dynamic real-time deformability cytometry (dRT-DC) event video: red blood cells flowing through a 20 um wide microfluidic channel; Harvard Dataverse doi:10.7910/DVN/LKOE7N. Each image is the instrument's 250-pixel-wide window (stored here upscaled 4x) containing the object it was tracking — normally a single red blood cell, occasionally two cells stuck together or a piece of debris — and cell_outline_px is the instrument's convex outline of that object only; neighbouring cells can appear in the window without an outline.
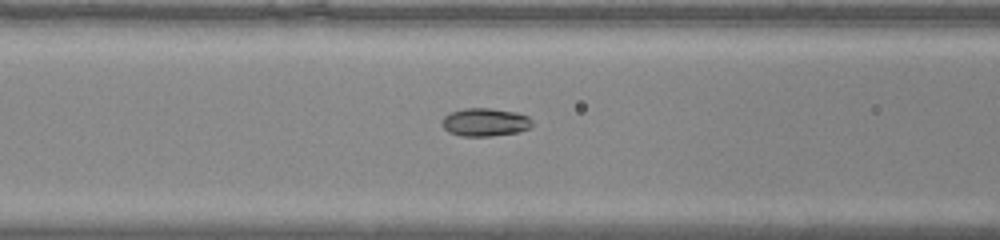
{"species": "common noctule bat (a hibernating species)", "species_latin": "Nyctalus noctula", "temperature_condition": "warm", "stored_images_in_passage": 26, "camera_frame_rate_fps": 3000, "um_per_image_px": 0.085, "animal": {"sex": "male", "body_mass_g": 20.0, "forearm_length_mm": 53.3}, "frame": {"image": 1, "passage_image": 4, "time_ms": 1.0, "image_size_px": [1000, 240], "cell_outline_px": [[524, 128], [512, 132], [456, 132], [448, 128], [448, 116], [456, 112], [504, 112], [524, 116]], "centroid_in_image_um": [41.25, 10.38], "position_along_channel_um": 125.3, "area_um2": 10.29}}
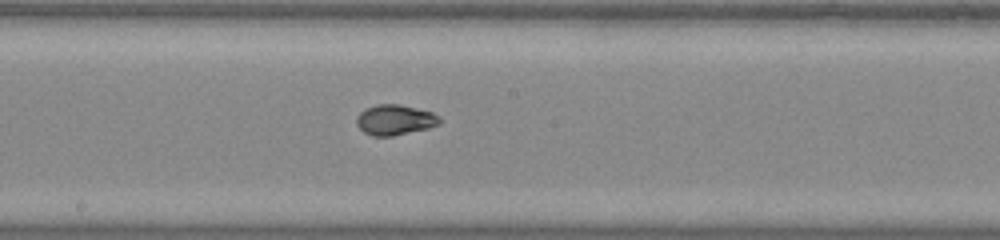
{"frame": {"image": 2, "passage_image": 10, "time_ms": 3.0, "image_size_px": [1000, 240], "cell_outline_px": [[432, 124], [420, 128], [400, 132], [368, 132], [360, 124], [360, 116], [364, 112], [372, 108], [408, 108], [428, 112], [432, 116]], "centroid_in_image_um": [33.52, 10.18], "position_along_channel_um": 214.7, "area_um2": 10.69}}
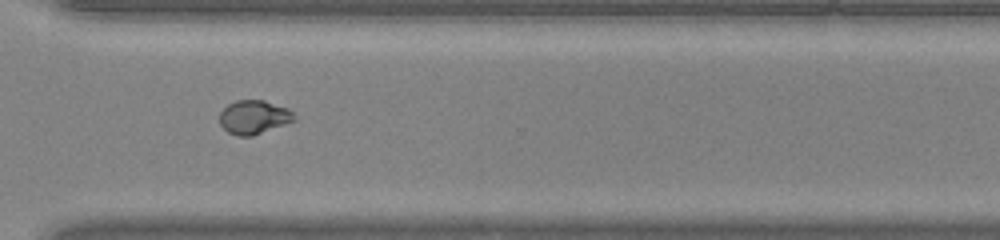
{"frame": {"image": 3, "passage_image": 19, "time_ms": 6.0, "image_size_px": [1000, 240], "cell_outline_px": [[288, 120], [256, 132], [232, 132], [224, 124], [224, 112], [232, 104], [244, 100], [260, 100], [280, 108], [288, 112]], "centroid_in_image_um": [21.52, 9.88], "position_along_channel_um": 349.1, "area_um2": 11.39}}